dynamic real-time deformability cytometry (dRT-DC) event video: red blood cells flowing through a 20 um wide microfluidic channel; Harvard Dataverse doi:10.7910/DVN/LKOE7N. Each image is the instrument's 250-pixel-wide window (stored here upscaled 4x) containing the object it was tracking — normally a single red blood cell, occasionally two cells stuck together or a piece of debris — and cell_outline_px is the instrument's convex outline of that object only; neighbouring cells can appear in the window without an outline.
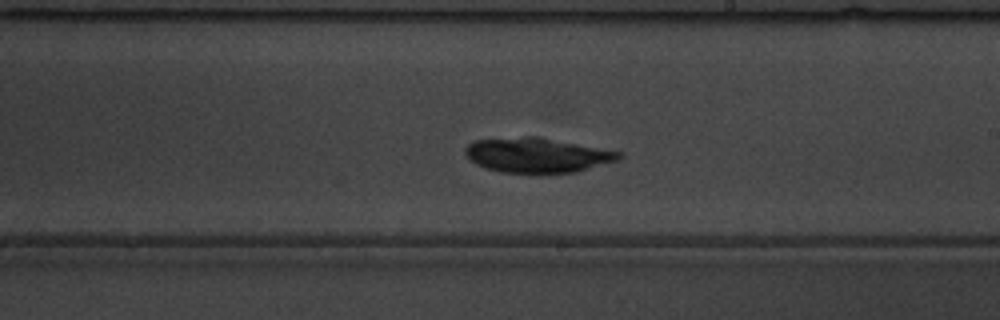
{"species": "common noctule bat (a hibernating species)", "species_latin": "Nyctalus noctula", "temperature_condition": "warm", "stored_images_in_passage": 50, "camera_frame_rate_fps": 3000, "um_per_image_px": 0.085, "animal": {"sex": "male", "body_mass_g": 19.5, "forearm_length_mm": 54.6}, "frame": {"image": 1, "passage_image": 27, "time_ms": 8.667, "image_size_px": [1000, 320], "cell_outline_px": [[624, 156], [620, 160], [576, 172], [500, 172], [484, 168], [476, 164], [464, 152], [464, 148], [468, 144], [476, 140], [524, 136], [540, 136], [624, 152]], "centroid_in_image_um": [45.72, 13.17], "position_along_channel_um": 243.3, "area_um2": 31.33}}
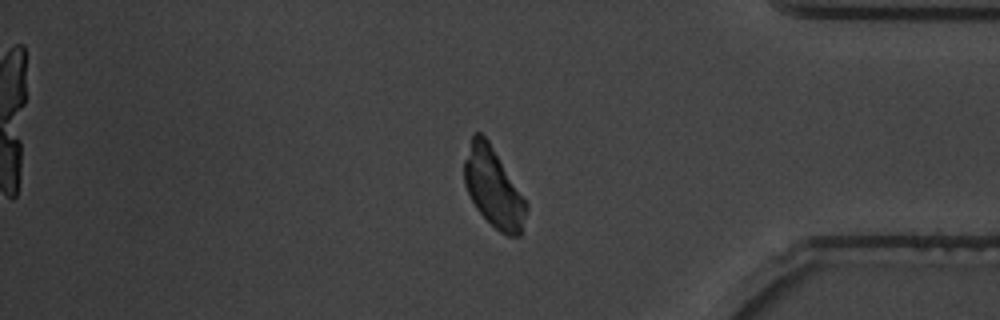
{"frame": {"image": 2, "passage_image": 41, "time_ms": 13.333, "image_size_px": [1000, 320], "cell_outline_px": [[528, 208], [520, 236], [508, 236], [500, 232], [476, 208], [464, 184], [464, 160], [472, 136], [476, 132], [480, 132], [488, 140], [528, 204]], "centroid_in_image_um": [41.94, 15.96], "position_along_channel_um": 393.3, "area_um2": 28.15}}
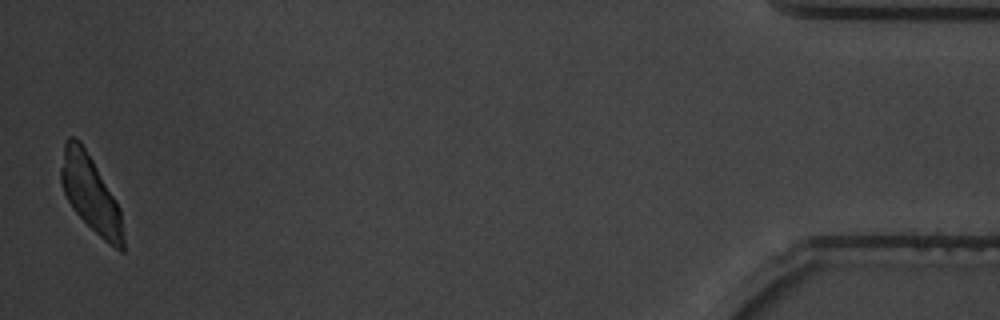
{"frame": {"image": 3, "passage_image": 49, "time_ms": 16.0, "image_size_px": [1000, 320], "cell_outline_px": [[124, 252], [120, 252], [104, 240], [76, 212], [68, 200], [64, 192], [60, 180], [60, 168], [64, 144], [68, 136], [72, 136], [80, 140], [116, 200], [120, 208], [124, 240]], "centroid_in_image_um": [7.69, 16.46], "position_along_channel_um": 427.5, "area_um2": 27.34}, "authors_computed_cell_mechanics": {"area_um2": 29.6514, "velocity_mm_per_s": 3.6219, "shape_relaxation_time_tau1_ms": null, "shape_relaxation_time_tau2_ms": 2.0175, "deformation_change_tau1": null, "deformation_change_tau2": 0.0292}}